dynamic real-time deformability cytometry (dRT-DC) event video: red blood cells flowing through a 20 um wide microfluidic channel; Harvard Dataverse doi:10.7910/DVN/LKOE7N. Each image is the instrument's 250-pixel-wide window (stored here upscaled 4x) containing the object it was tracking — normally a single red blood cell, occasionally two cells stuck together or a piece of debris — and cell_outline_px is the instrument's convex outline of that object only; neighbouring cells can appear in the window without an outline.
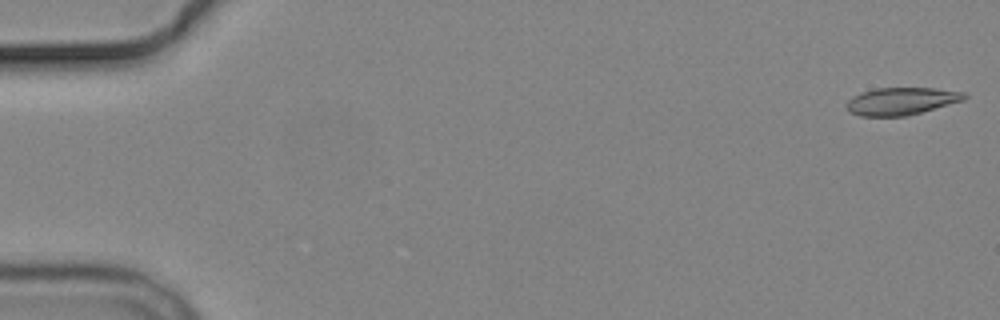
{"species": "common noctule bat (a hibernating species)", "species_latin": "Nyctalus noctula", "temperature_condition": "cold", "stored_images_in_passage": 7, "camera_frame_rate_fps": 3000, "um_per_image_px": 0.085, "animal": {"sex": "male", "body_mass_g": 19.2, "forearm_length_mm": 51.8}, "frame": {"image": 1, "passage_image": 1, "time_ms": 0.0, "image_size_px": [1000, 320], "cell_outline_px": [[968, 96], [964, 100], [908, 116], [860, 116], [848, 112], [844, 104], [852, 96], [860, 92], [876, 88], [932, 88], [968, 92]], "centroid_in_image_um": [76.59, 8.6], "position_along_channel_um": 8.4, "area_um2": 19.13}}
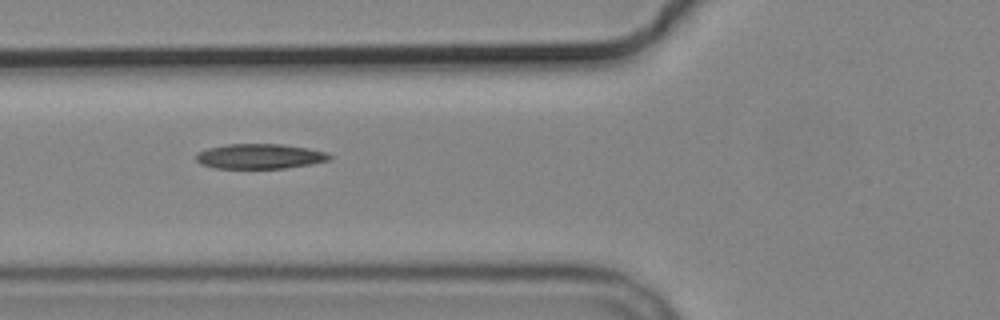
{"frame": {"image": 2, "passage_image": 6, "time_ms": 6.667, "image_size_px": [1000, 320], "cell_outline_px": [[332, 156], [328, 160], [312, 164], [284, 168], [212, 168], [200, 164], [196, 160], [196, 152], [208, 148], [228, 144], [284, 144], [308, 148], [328, 152]], "centroid_in_image_um": [22.07, 13.28], "position_along_channel_um": 103.7, "area_um2": 19.54}}
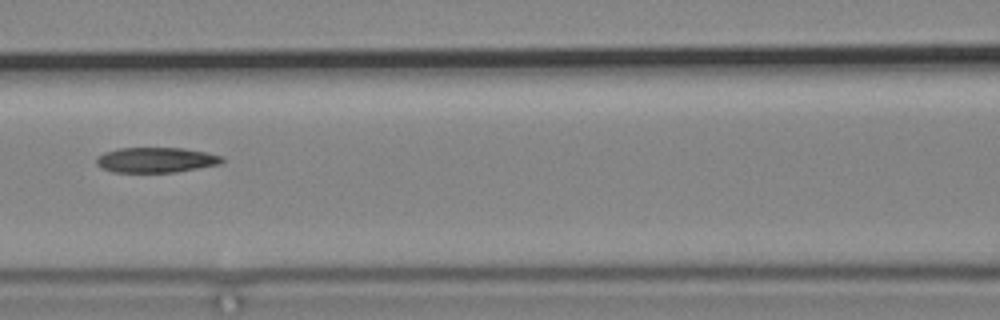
{"frame": {"image": 3, "passage_image": 7, "time_ms": 8.0, "image_size_px": [1000, 320], "cell_outline_px": [[224, 160], [220, 164], [172, 172], [112, 172], [100, 168], [96, 164], [96, 156], [104, 152], [120, 148], [184, 148], [208, 152], [224, 156]], "centroid_in_image_um": [13.24, 13.59], "position_along_channel_um": 153.4, "area_um2": 18.55}}